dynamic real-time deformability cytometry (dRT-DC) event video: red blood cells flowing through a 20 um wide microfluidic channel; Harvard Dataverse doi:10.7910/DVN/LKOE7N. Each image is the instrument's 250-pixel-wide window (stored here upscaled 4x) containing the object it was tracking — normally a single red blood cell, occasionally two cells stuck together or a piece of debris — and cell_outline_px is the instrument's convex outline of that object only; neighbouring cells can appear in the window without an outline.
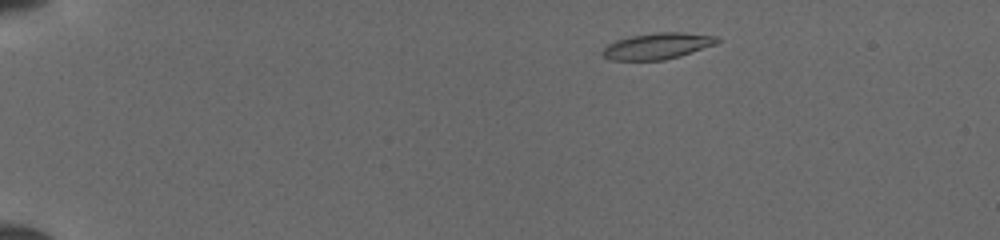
{"species": "common noctule bat (a hibernating species)", "species_latin": "Nyctalus noctula", "temperature_condition": "cold", "stored_images_in_passage": 46, "camera_frame_rate_fps": 3000, "um_per_image_px": 0.085, "animal": {"sex": "female", "body_mass_g": 19.5, "forearm_length_mm": 54.1}, "frame": {"image": 1, "passage_image": 5, "time_ms": 1.333, "image_size_px": [1000, 240], "cell_outline_px": [[720, 40], [716, 44], [680, 56], [664, 60], [608, 60], [600, 52], [608, 44], [616, 40], [632, 36], [656, 32], [684, 32], [720, 36]], "centroid_in_image_um": [55.9, 3.91], "position_along_channel_um": 29.1, "area_um2": 17.63}}
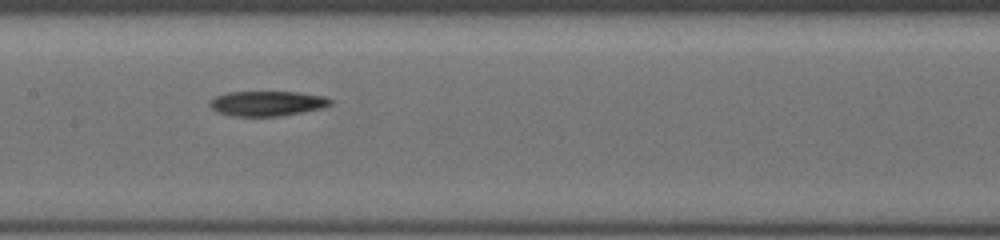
{"frame": {"image": 2, "passage_image": 23, "time_ms": 7.333, "image_size_px": [1000, 240], "cell_outline_px": [[332, 104], [324, 108], [280, 116], [232, 116], [216, 112], [208, 104], [208, 100], [216, 96], [228, 92], [296, 92], [324, 96], [332, 100]], "centroid_in_image_um": [22.69, 8.79], "position_along_channel_um": 184.7, "area_um2": 17.69}}
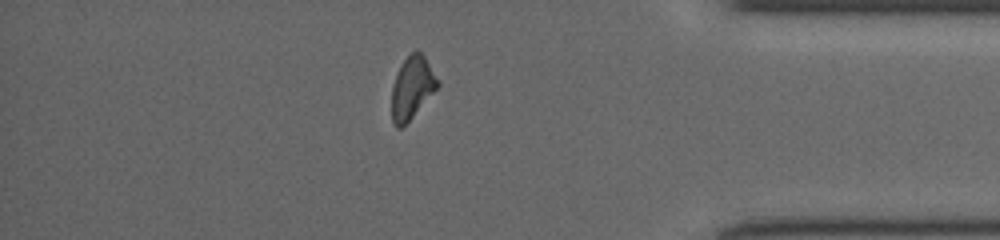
{"frame": {"image": 3, "passage_image": 40, "time_ms": 13.0, "image_size_px": [1000, 240], "cell_outline_px": [[440, 84], [412, 116], [400, 128], [396, 128], [392, 124], [392, 84], [404, 60], [416, 48], [424, 56], [440, 80]], "centroid_in_image_um": [35.02, 7.43], "position_along_channel_um": 400.2, "area_um2": 16.36}}